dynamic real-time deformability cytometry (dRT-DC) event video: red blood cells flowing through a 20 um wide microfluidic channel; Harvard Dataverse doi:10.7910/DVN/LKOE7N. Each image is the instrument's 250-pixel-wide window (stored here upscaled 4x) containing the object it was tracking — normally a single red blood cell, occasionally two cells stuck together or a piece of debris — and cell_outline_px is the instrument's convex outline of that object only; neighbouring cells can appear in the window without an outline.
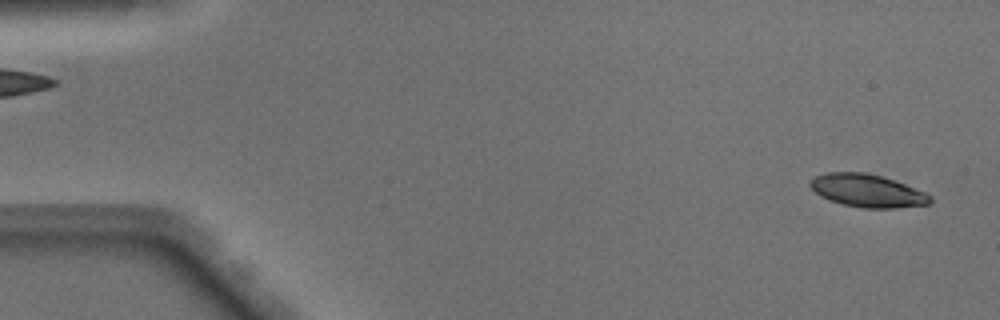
{"species": "Egyptian fruit bat (a non-hibernating species)", "species_latin": "Rousettus aegyptiacus", "temperature_condition": "warm", "stored_images_in_passage": 49, "camera_frame_rate_fps": 3000, "um_per_image_px": 0.085, "animal": {"sex": "male"}, "frame": {"image": 1, "passage_image": 2, "time_ms": 0.333, "image_size_px": [1000, 320], "cell_outline_px": [[932, 204], [892, 208], [864, 208], [844, 204], [828, 200], [820, 196], [808, 184], [816, 176], [824, 172], [864, 172], [880, 176], [904, 184], [924, 192], [932, 196]], "centroid_in_image_um": [73.72, 16.21], "position_along_channel_um": 11.3, "area_um2": 22.77}}
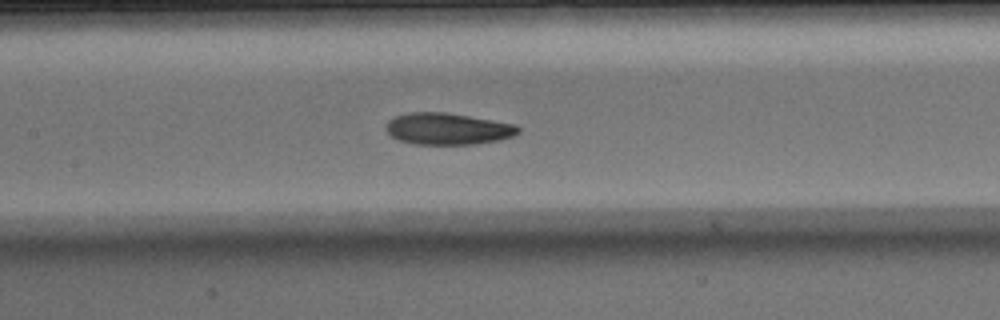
{"frame": {"image": 2, "passage_image": 23, "time_ms": 7.333, "image_size_px": [1000, 320], "cell_outline_px": [[520, 132], [512, 136], [500, 140], [476, 144], [412, 144], [400, 140], [392, 136], [384, 128], [384, 124], [388, 120], [396, 116], [408, 112], [444, 112], [516, 124], [520, 128]], "centroid_in_image_um": [38.04, 10.95], "position_along_channel_um": 169.4, "area_um2": 24.45}}
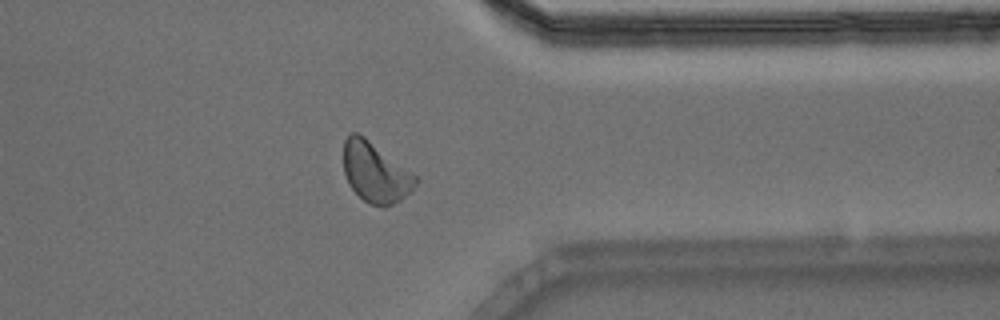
{"frame": {"image": 3, "passage_image": 39, "time_ms": 12.667, "image_size_px": [1000, 320], "cell_outline_px": [[420, 180], [412, 192], [400, 200], [384, 208], [368, 204], [348, 184], [344, 172], [344, 140], [352, 132], [356, 132], [364, 136], [416, 176]], "centroid_in_image_um": [31.92, 14.69], "position_along_channel_um": 379.5, "area_um2": 25.14}, "authors_computed_cell_mechanics": {"area_um2": 24.5072, "velocity_mm_per_s": 4.0748, "shape_relaxation_time_tau1_ms": 3.7339, "shape_relaxation_time_tau2_ms": 4.7391, "deformation_change_tau1": 0.1356, "deformation_change_tau2": 0.1221}}